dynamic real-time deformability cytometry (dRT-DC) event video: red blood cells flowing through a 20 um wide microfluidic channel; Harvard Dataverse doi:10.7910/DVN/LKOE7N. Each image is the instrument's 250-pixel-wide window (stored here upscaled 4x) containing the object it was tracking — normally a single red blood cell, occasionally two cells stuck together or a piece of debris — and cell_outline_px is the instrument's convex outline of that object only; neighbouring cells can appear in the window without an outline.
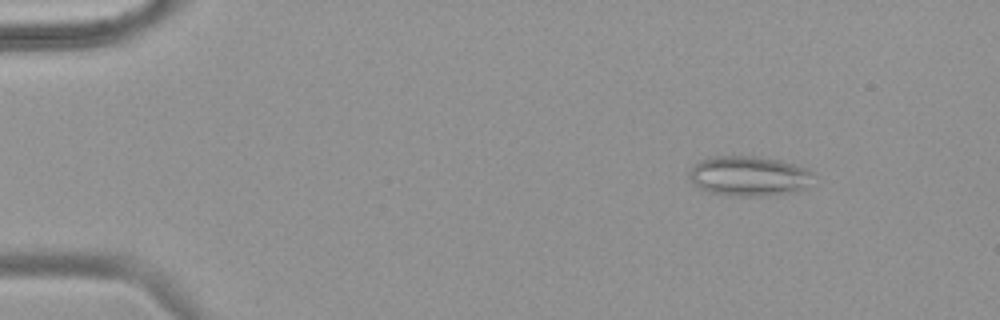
{"species": "common noctule bat (a hibernating species)", "species_latin": "Nyctalus noctula", "temperature_condition": "warm", "stored_images_in_passage": 54, "camera_frame_rate_fps": 3000, "um_per_image_px": 0.085, "animal": {"sex": "female", "body_mass_g": 18.4}, "frame": {"image": 1, "passage_image": 7, "time_ms": 2.0, "image_size_px": [1000, 320], "cell_outline_px": [[812, 172], [804, 188], [796, 192], [764, 196], [732, 196], [708, 192], [700, 188], [688, 176], [688, 172], [700, 160], [712, 156], [756, 156], [780, 160], [808, 168]], "centroid_in_image_um": [63.63, 14.96], "position_along_channel_um": 21.4, "area_um2": 28.78}}
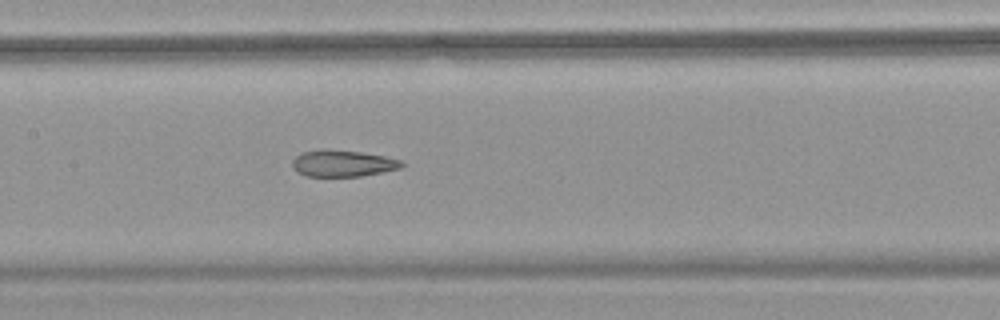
{"frame": {"image": 2, "passage_image": 27, "time_ms": 8.667, "image_size_px": [1000, 320], "cell_outline_px": [[404, 164], [400, 168], [360, 176], [308, 176], [296, 172], [292, 168], [292, 160], [300, 152], [320, 148], [324, 148], [360, 152], [384, 156], [404, 160]], "centroid_in_image_um": [29.08, 13.87], "position_along_channel_um": 178.3, "area_um2": 17.11}}
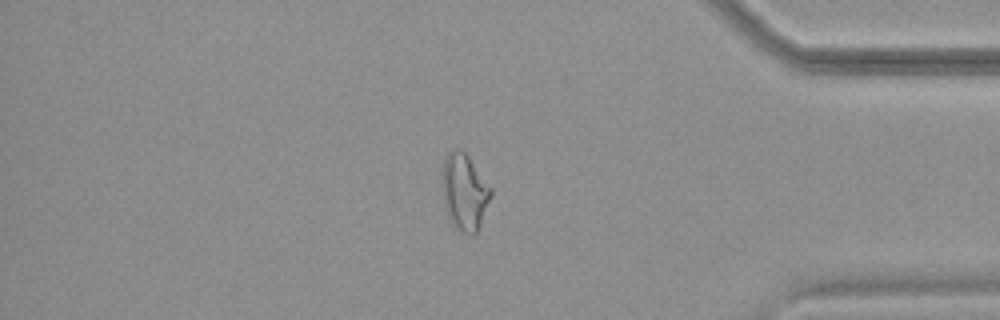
{"frame": {"image": 3, "passage_image": 46, "time_ms": 15.0, "image_size_px": [1000, 320], "cell_outline_px": [[492, 196], [480, 224], [476, 232], [472, 236], [464, 232], [452, 224], [448, 216], [444, 204], [444, 160], [448, 152], [456, 148], [460, 148], [468, 156], [492, 188]], "centroid_in_image_um": [39.51, 16.31], "position_along_channel_um": 395.7, "area_um2": 21.21}, "authors_computed_cell_mechanics": {"area_um2": 21.7039, "velocity_mm_per_s": 3.8017, "shape_relaxation_time_tau1_ms": null, "shape_relaxation_time_tau2_ms": 2.2022, "deformation_change_tau1": null, "deformation_change_tau2": 0.1135}}